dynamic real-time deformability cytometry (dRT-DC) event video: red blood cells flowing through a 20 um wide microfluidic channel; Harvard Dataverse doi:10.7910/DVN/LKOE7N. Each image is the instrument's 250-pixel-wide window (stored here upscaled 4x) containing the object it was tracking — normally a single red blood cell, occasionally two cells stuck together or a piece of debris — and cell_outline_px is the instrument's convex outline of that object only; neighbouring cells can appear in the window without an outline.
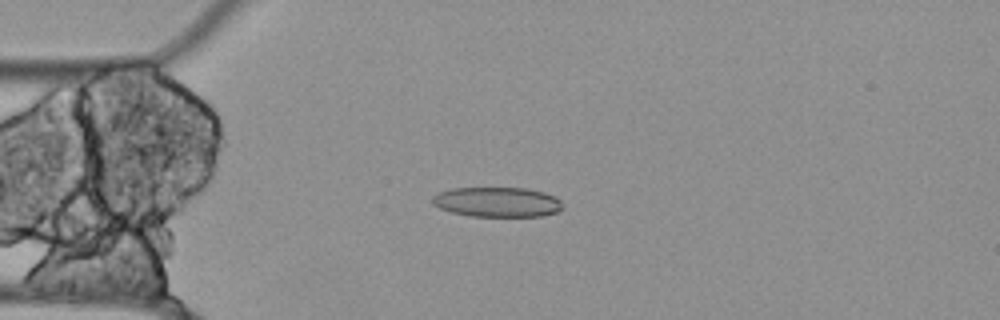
{"species": "Egyptian fruit bat (a non-hibernating species)", "species_latin": "Rousettus aegyptiacus", "temperature_condition": "cold", "stored_images_in_passage": 56, "camera_frame_rate_fps": 3000, "um_per_image_px": 0.085, "animal": {"sex": "female"}, "frame": {"image": 1, "passage_image": 14, "time_ms": 4.333, "image_size_px": [1000, 320], "cell_outline_px": [[564, 208], [556, 212], [540, 216], [472, 216], [452, 212], [440, 208], [432, 204], [432, 196], [440, 192], [452, 188], [524, 188], [544, 192], [556, 196], [560, 200]], "centroid_in_image_um": [42.28, 17.17], "position_along_channel_um": 42.7, "area_um2": 22.66}}
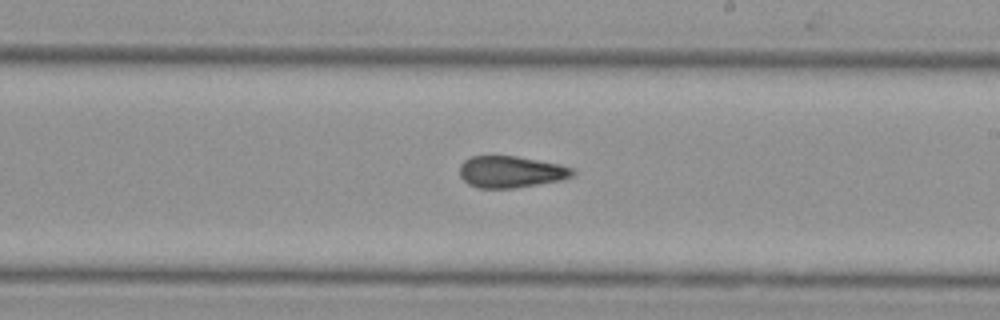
{"frame": {"image": 2, "passage_image": 32, "time_ms": 10.333, "image_size_px": [1000, 320], "cell_outline_px": [[576, 172], [572, 176], [560, 180], [516, 188], [476, 188], [468, 184], [460, 176], [460, 164], [464, 160], [472, 156], [516, 156], [560, 164], [572, 168]], "centroid_in_image_um": [43.41, 14.61], "position_along_channel_um": 245.6, "area_um2": 20.87}}
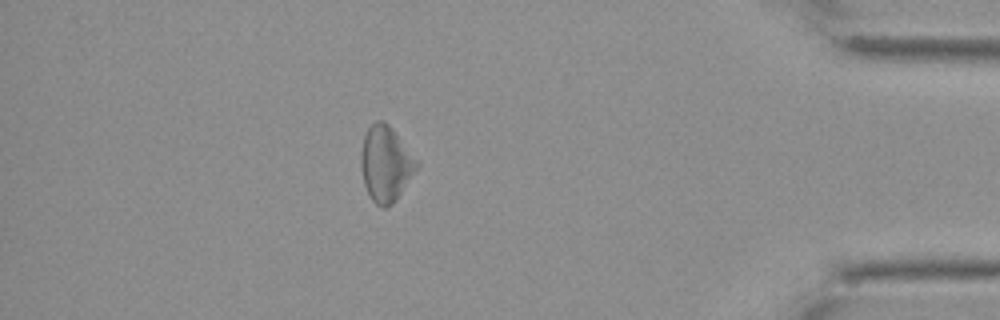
{"frame": {"image": 3, "passage_image": 49, "time_ms": 16.0, "image_size_px": [1000, 320], "cell_outline_px": [[420, 164], [396, 200], [392, 204], [384, 208], [376, 204], [372, 200], [364, 184], [360, 164], [360, 152], [364, 136], [368, 128], [376, 120], [384, 120], [392, 128]], "centroid_in_image_um": [32.77, 13.92], "position_along_channel_um": 402.4, "area_um2": 24.39}}